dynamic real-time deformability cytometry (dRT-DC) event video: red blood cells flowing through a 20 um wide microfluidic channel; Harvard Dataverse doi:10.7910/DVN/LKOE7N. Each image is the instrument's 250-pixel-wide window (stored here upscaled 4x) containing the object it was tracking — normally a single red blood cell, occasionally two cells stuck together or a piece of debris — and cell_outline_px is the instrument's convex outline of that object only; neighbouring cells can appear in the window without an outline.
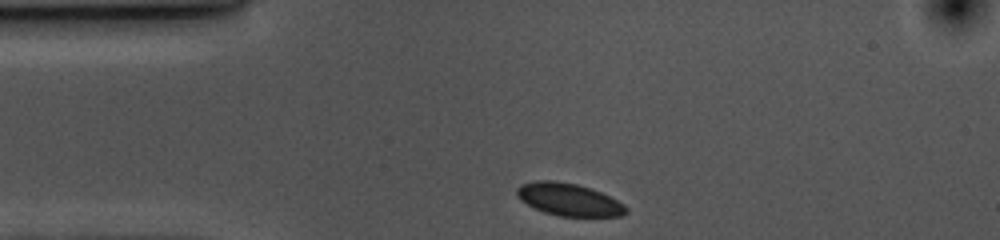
{"species": "common noctule bat (a hibernating species)", "species_latin": "Nyctalus noctula", "temperature_condition": "cold", "stored_images_in_passage": 33, "camera_frame_rate_fps": 3000, "um_per_image_px": 0.085, "animal": {"sex": "female", "body_mass_g": 10.0, "forearm_length_mm": 53.1}, "frame": {"image": 1, "passage_image": 1, "time_ms": 0.0, "image_size_px": [1000, 240], "cell_outline_px": [[628, 212], [620, 216], [560, 216], [544, 212], [520, 200], [516, 196], [516, 188], [520, 184], [536, 180], [556, 180], [576, 184], [600, 192], [624, 204], [628, 208]], "centroid_in_image_um": [48.32, 16.95], "position_along_channel_um": 36.7, "area_um2": 20.58}}
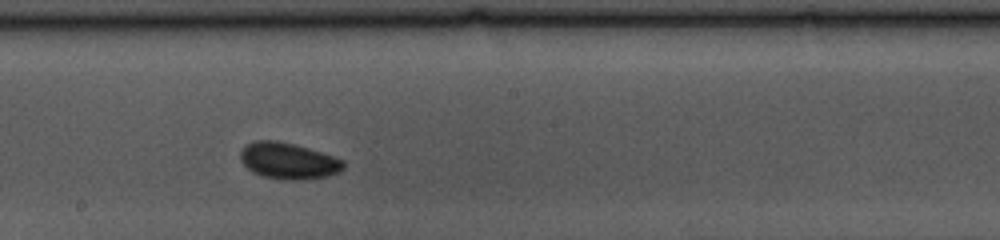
{"frame": {"image": 2, "passage_image": 19, "time_ms": 6.0, "image_size_px": [1000, 240], "cell_outline_px": [[344, 168], [340, 172], [328, 176], [296, 180], [284, 180], [264, 176], [252, 172], [240, 160], [240, 152], [244, 144], [256, 140], [276, 140], [308, 148], [344, 160]], "centroid_in_image_um": [24.48, 13.67], "position_along_channel_um": 223.7, "area_um2": 21.79}}
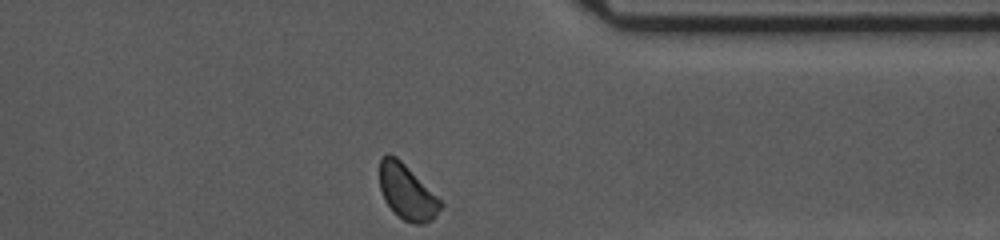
{"frame": {"image": 3, "passage_image": 33, "time_ms": 10.667, "image_size_px": [1000, 240], "cell_outline_px": [[444, 204], [436, 216], [424, 224], [416, 224], [404, 220], [384, 200], [380, 188], [380, 156], [388, 152], [396, 156]], "centroid_in_image_um": [34.57, 16.31], "position_along_channel_um": 376.8, "area_um2": 19.13}}